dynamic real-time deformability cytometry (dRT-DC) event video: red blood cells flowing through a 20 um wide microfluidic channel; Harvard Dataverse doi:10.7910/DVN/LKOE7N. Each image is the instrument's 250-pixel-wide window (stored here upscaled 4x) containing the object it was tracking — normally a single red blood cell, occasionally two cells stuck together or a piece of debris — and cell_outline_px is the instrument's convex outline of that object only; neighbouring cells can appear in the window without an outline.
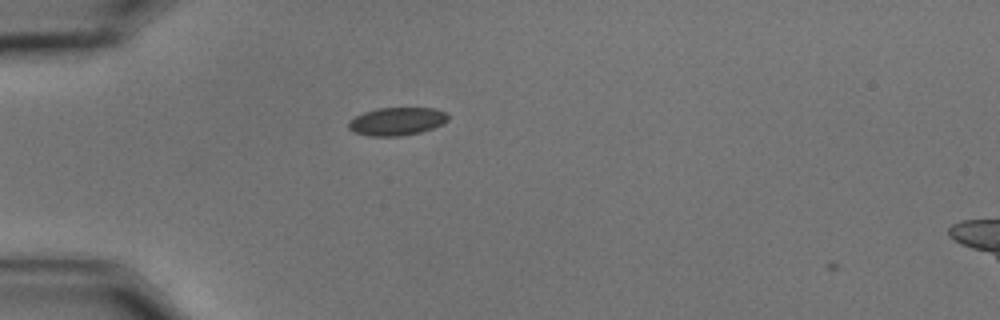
{"species": "common noctule bat (a hibernating species)", "species_latin": "Nyctalus noctula", "temperature_condition": "cold", "stored_images_in_passage": 6, "camera_frame_rate_fps": 3000, "um_per_image_px": 0.085, "animal": {"sex": "male", "body_mass_g": 15.6}, "frame": {"image": 1, "passage_image": 4, "time_ms": 1.0, "image_size_px": [1000, 320], "cell_outline_px": [[448, 120], [444, 124], [420, 132], [400, 136], [368, 136], [352, 132], [348, 128], [348, 124], [356, 116], [364, 112], [376, 108], [436, 108], [448, 112]], "centroid_in_image_um": [33.76, 10.31], "position_along_channel_um": 51.2, "area_um2": 16.36}}